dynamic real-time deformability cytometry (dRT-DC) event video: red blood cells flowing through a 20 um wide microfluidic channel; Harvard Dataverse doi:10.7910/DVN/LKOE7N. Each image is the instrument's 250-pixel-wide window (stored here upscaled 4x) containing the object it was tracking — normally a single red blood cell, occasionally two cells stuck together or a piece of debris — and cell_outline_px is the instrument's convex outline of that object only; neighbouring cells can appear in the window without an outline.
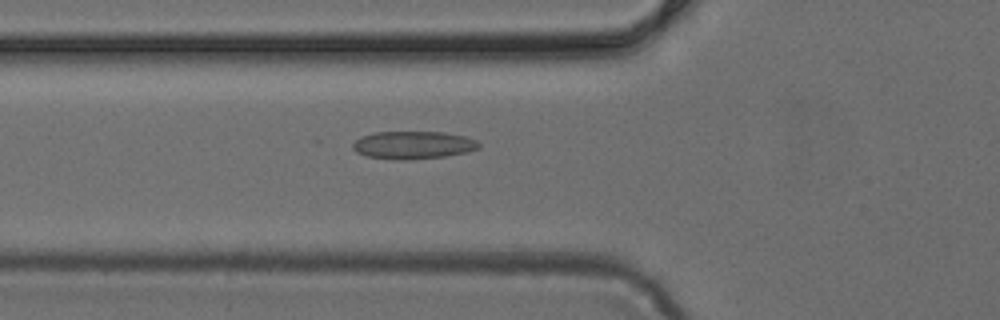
{"species": "common noctule bat (a hibernating species)", "species_latin": "Nyctalus noctula", "temperature_condition": "cold", "stored_images_in_passage": 48, "camera_frame_rate_fps": 3000, "um_per_image_px": 0.085, "animal": {"sex": "female", "body_mass_g": 24.6, "forearm_length_mm": 56.2}, "frame": {"image": 1, "passage_image": 17, "time_ms": 5.333, "image_size_px": [1000, 320], "cell_outline_px": [[480, 148], [468, 152], [444, 156], [408, 160], [400, 160], [368, 156], [356, 152], [352, 148], [352, 144], [360, 136], [376, 132], [444, 132], [464, 136], [476, 140], [480, 144]], "centroid_in_image_um": [35.12, 12.32], "position_along_channel_um": 90.7, "area_um2": 20.4}}
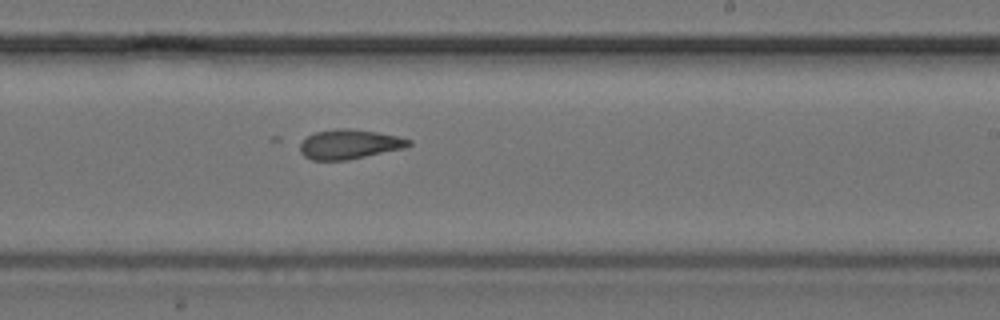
{"frame": {"image": 2, "passage_image": 29, "time_ms": 9.333, "image_size_px": [1000, 320], "cell_outline_px": [[412, 144], [404, 148], [348, 160], [312, 160], [304, 156], [300, 152], [300, 144], [308, 136], [316, 132], [336, 128], [348, 128], [376, 132], [396, 136], [412, 140]], "centroid_in_image_um": [29.69, 12.26], "position_along_channel_um": 259.3, "area_um2": 18.61}}
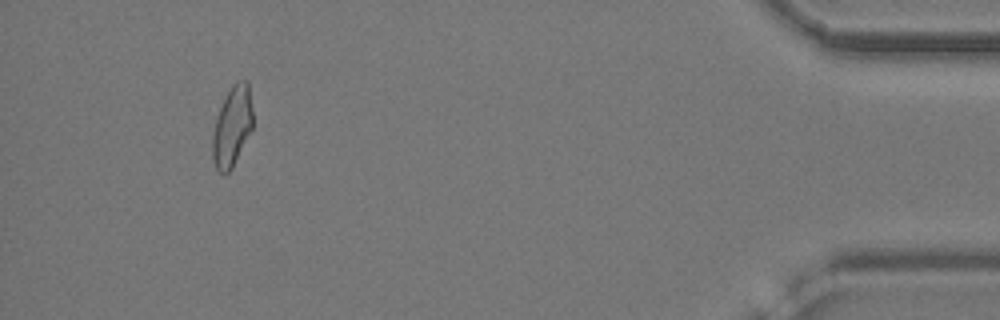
{"frame": {"image": 3, "passage_image": 45, "time_ms": 14.667, "image_size_px": [1000, 320], "cell_outline_px": [[252, 128], [232, 168], [224, 176], [216, 168], [212, 156], [212, 132], [216, 116], [232, 84], [236, 80], [248, 80], [252, 108]], "centroid_in_image_um": [19.72, 10.74], "position_along_channel_um": 415.5, "area_um2": 18.79}}